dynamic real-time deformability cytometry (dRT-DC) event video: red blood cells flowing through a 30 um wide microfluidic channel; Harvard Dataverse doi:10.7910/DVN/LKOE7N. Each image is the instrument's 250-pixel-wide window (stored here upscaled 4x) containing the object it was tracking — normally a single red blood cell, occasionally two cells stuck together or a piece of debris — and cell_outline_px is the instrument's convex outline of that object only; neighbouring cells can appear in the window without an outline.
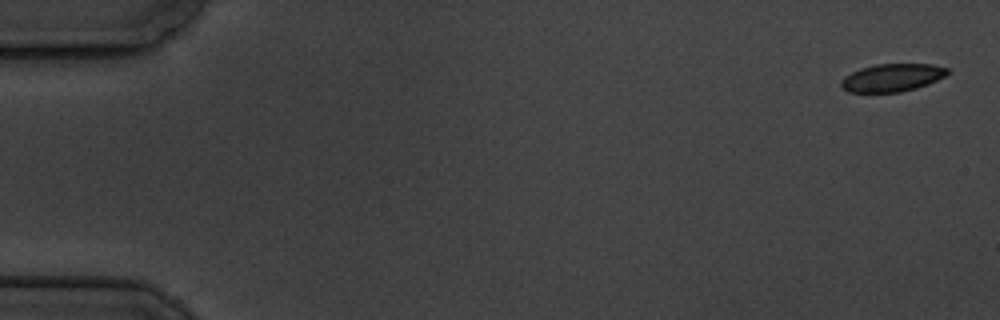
{"species": "common noctule bat (a hibernating species)", "species_latin": "Nyctalus noctula", "temperature_condition": "cold", "stored_images_in_passage": 6, "camera_frame_rate_fps": 3000, "um_per_image_px": 0.085, "animal": {"sex": "male", "body_mass_g": 19.5, "forearm_length_mm": 54.6}, "frame": {"image": 1, "passage_image": 1, "time_ms": 0.0, "image_size_px": [1000, 320], "cell_outline_px": [[948, 72], [944, 76], [928, 84], [916, 88], [900, 92], [848, 92], [840, 88], [840, 80], [844, 76], [860, 68], [876, 64], [932, 64], [948, 68]], "centroid_in_image_um": [75.78, 6.6], "position_along_channel_um": 9.2, "area_um2": 17.28}}
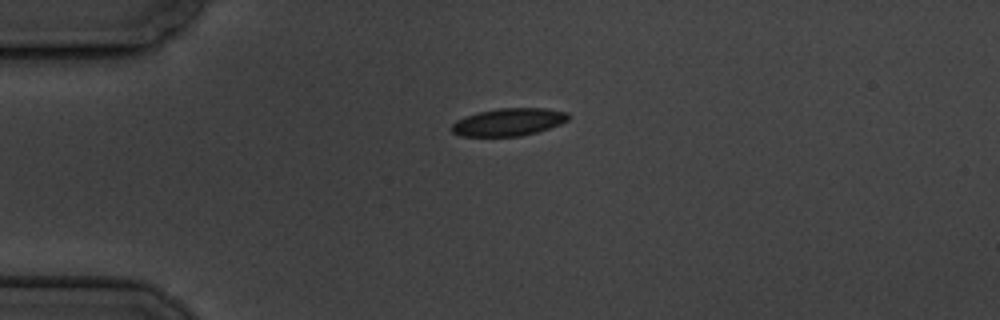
{"frame": {"image": 2, "passage_image": 4, "time_ms": 4.333, "image_size_px": [1000, 320], "cell_outline_px": [[568, 120], [560, 124], [536, 132], [520, 136], [460, 136], [452, 132], [452, 124], [456, 120], [464, 116], [476, 112], [496, 108], [544, 108], [568, 112]], "centroid_in_image_um": [43.19, 10.36], "position_along_channel_um": 41.8, "area_um2": 18.79}}
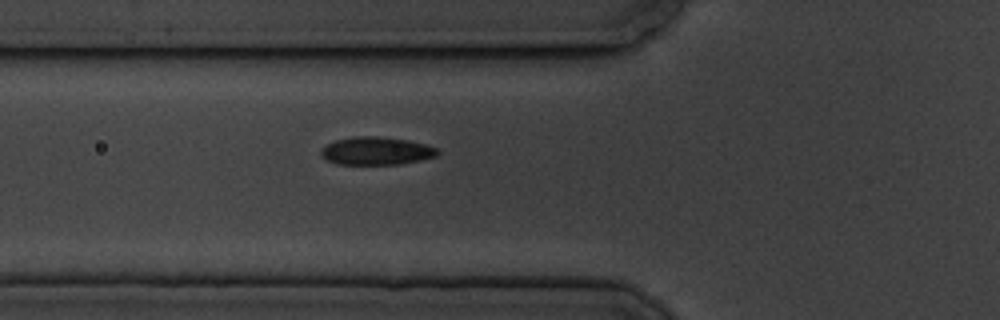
{"frame": {"image": 3, "passage_image": 6, "time_ms": 6.667, "image_size_px": [1000, 320], "cell_outline_px": [[440, 152], [436, 156], [420, 160], [400, 164], [336, 164], [324, 160], [320, 156], [320, 148], [336, 140], [356, 136], [376, 136], [408, 140], [428, 144], [436, 148]], "centroid_in_image_um": [31.96, 12.83], "position_along_channel_um": 93.8, "area_um2": 19.13}}